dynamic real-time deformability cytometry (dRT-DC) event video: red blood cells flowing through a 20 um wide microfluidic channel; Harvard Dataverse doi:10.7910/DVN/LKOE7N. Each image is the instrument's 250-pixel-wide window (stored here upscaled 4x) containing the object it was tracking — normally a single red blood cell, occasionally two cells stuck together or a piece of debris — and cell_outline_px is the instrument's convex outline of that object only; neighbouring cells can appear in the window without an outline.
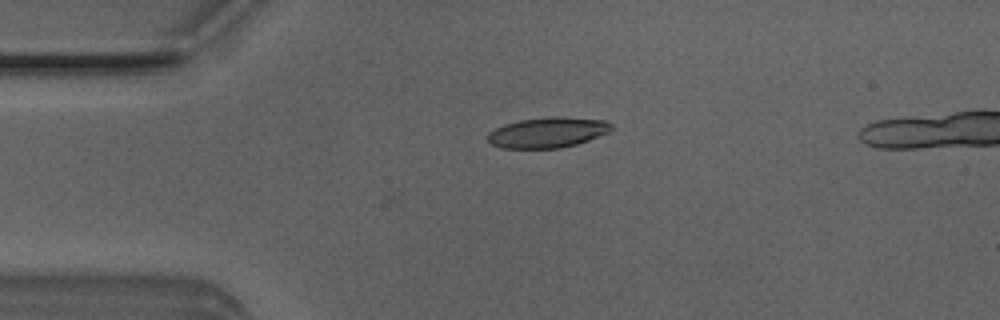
{"species": "Egyptian fruit bat (a non-hibernating species)", "species_latin": "Rousettus aegyptiacus", "temperature_condition": "room temperature", "stored_images_in_passage": 37, "camera_frame_rate_fps": 3000, "um_per_image_px": 0.085, "animal": {"sex": "male"}, "frame": {"image": 1, "passage_image": 1, "time_ms": 0.0, "image_size_px": [1000, 320], "cell_outline_px": [[612, 128], [608, 132], [588, 140], [576, 144], [560, 148], [500, 148], [488, 144], [484, 136], [488, 132], [504, 124], [520, 120], [548, 116], [560, 116], [608, 120], [612, 124]], "centroid_in_image_um": [46.49, 11.25], "position_along_channel_um": 38.5, "area_um2": 22.31}}
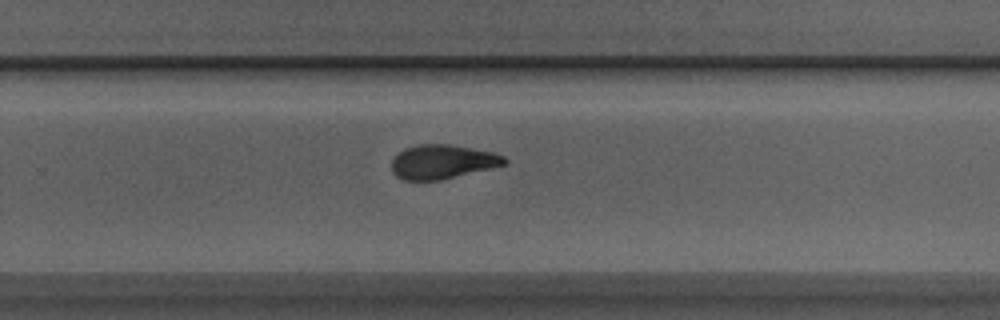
{"frame": {"image": 2, "passage_image": 22, "time_ms": 7.0, "image_size_px": [1000, 320], "cell_outline_px": [[508, 164], [440, 180], [404, 180], [396, 176], [392, 172], [392, 160], [404, 148], [420, 144], [448, 144], [492, 152], [504, 156], [508, 160]], "centroid_in_image_um": [37.61, 13.75], "position_along_channel_um": 292.2, "area_um2": 22.31}}
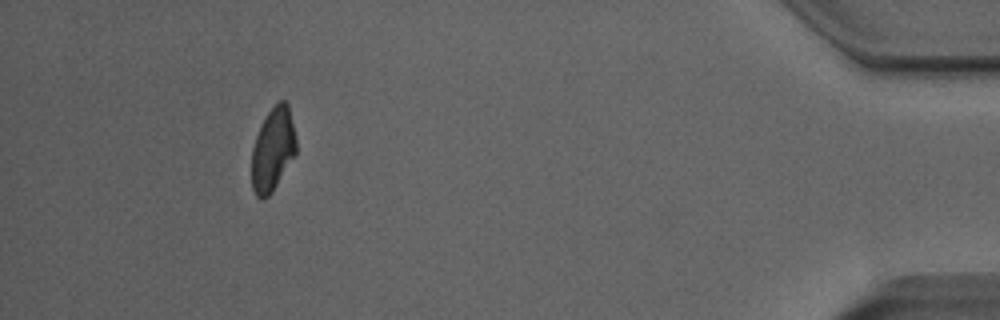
{"frame": {"image": 3, "passage_image": 36, "time_ms": 11.667, "image_size_px": [1000, 320], "cell_outline_px": [[296, 156], [272, 192], [264, 200], [260, 200], [256, 196], [252, 188], [252, 148], [256, 136], [268, 112], [280, 100], [284, 100], [288, 104], [296, 136]], "centroid_in_image_um": [23.21, 12.75], "position_along_channel_um": 412.0, "area_um2": 21.73}}